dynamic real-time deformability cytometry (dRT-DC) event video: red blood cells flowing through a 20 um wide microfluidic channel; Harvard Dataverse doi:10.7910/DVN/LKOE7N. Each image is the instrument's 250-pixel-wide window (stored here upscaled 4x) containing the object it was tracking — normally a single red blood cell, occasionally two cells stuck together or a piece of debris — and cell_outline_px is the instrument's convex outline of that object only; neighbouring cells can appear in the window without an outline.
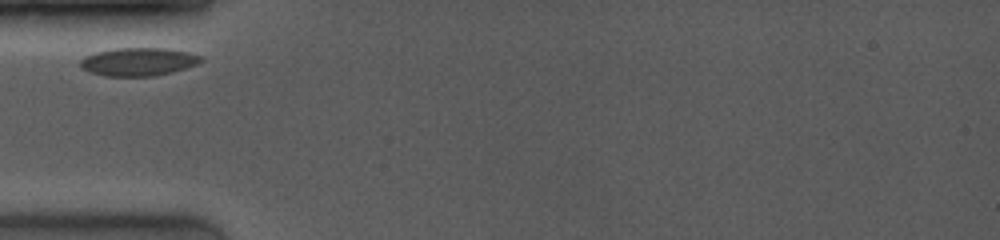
{"species": "common noctule bat (a hibernating species)", "species_latin": "Nyctalus noctula", "temperature_condition": "room temperature", "stored_images_in_passage": 7, "camera_frame_rate_fps": 4000, "um_per_image_px": 0.085, "animal": {"sex": "female", "body_mass_g": 19.0, "forearm_length_mm": 53.3}, "frame": {"image": 1, "passage_image": 1, "time_ms": 0.0, "image_size_px": [1000, 240], "cell_outline_px": [[204, 60], [196, 64], [172, 72], [152, 76], [104, 76], [88, 72], [80, 68], [80, 60], [84, 56], [96, 52], [112, 48], [168, 48], [188, 52], [200, 56]], "centroid_in_image_um": [11.71, 5.24], "position_along_channel_um": 73.3, "area_um2": 19.88}}
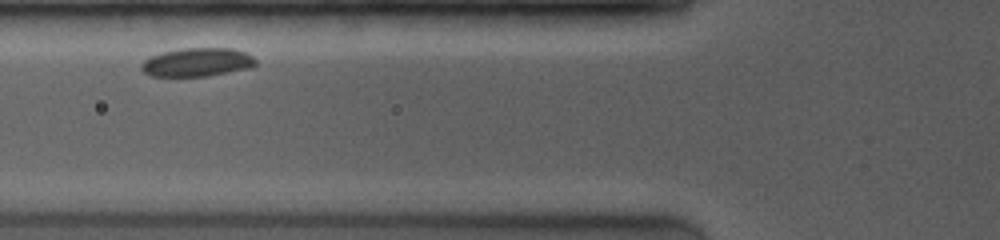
{"frame": {"image": 2, "passage_image": 3, "time_ms": 1.0, "image_size_px": [1000, 240], "cell_outline_px": [[256, 64], [252, 68], [208, 76], [152, 76], [144, 72], [140, 68], [140, 64], [148, 56], [180, 48], [232, 48], [244, 52], [252, 56], [256, 60]], "centroid_in_image_um": [16.75, 5.29], "position_along_channel_um": 109.0, "area_um2": 19.19}}